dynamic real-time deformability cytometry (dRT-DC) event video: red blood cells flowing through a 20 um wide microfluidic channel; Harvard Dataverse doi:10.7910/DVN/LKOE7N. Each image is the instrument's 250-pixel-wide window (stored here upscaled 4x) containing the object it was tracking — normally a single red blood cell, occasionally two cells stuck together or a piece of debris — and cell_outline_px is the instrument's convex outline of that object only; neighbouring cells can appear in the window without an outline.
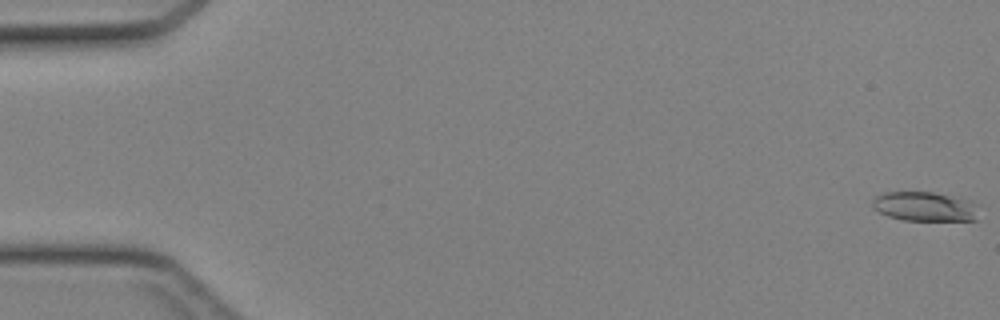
{"species": "Egyptian fruit bat (a non-hibernating species)", "species_latin": "Rousettus aegyptiacus", "temperature_condition": "cold", "stored_images_in_passage": 3, "camera_frame_rate_fps": 3000, "um_per_image_px": 0.085, "animal": {"sex": "female"}, "frame": {"image": 1, "passage_image": 1, "time_ms": 0.0, "image_size_px": [1000, 320], "cell_outline_px": [[976, 220], [904, 220], [888, 216], [872, 208], [872, 200], [876, 196], [884, 192], [932, 192], [972, 200]], "centroid_in_image_um": [78.52, 17.54], "position_along_channel_um": 6.5, "area_um2": 17.92}}